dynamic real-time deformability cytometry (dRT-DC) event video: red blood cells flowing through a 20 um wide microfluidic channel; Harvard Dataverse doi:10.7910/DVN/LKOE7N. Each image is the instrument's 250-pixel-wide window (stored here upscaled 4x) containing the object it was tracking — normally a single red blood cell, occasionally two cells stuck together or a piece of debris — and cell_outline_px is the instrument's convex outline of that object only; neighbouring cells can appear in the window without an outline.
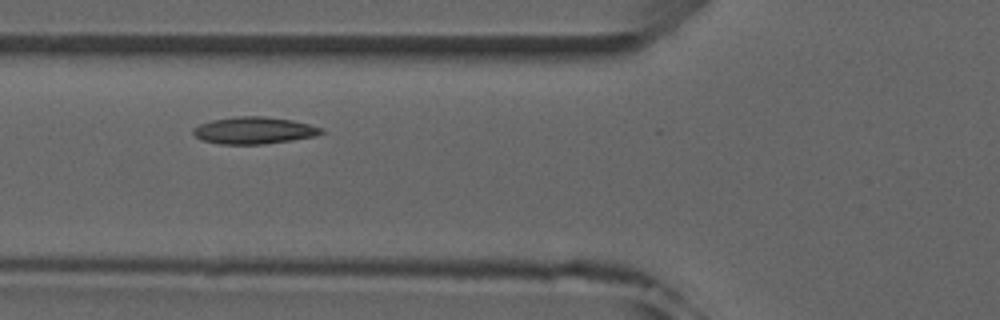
{"species": "common noctule bat (a hibernating species)", "species_latin": "Nyctalus noctula", "temperature_condition": "room temperature", "stored_images_in_passage": 6, "camera_frame_rate_fps": 3000, "um_per_image_px": 0.085, "animal": {"sex": "male", "forearm_length_mm": 52.5}, "frame": {"image": 1, "passage_image": 4, "time_ms": 3.333, "image_size_px": [1000, 320], "cell_outline_px": [[324, 132], [316, 136], [292, 140], [264, 144], [220, 144], [204, 140], [196, 136], [192, 132], [192, 128], [200, 124], [212, 120], [236, 116], [264, 116], [292, 120], [324, 128]], "centroid_in_image_um": [21.61, 11.08], "position_along_channel_um": 104.2, "area_um2": 20.11}}
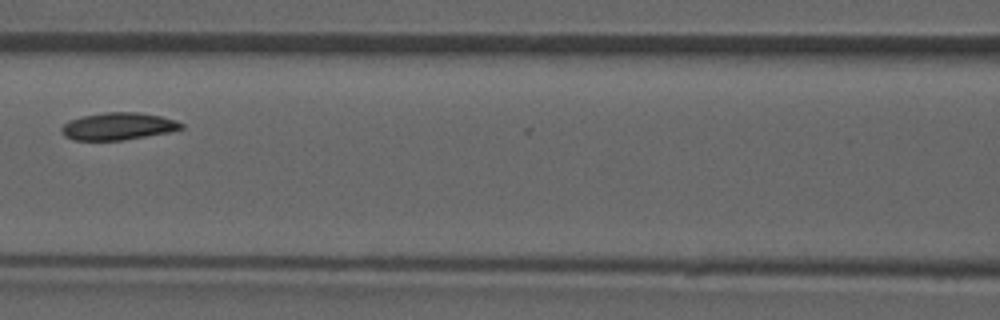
{"frame": {"image": 2, "passage_image": 5, "time_ms": 4.667, "image_size_px": [1000, 320], "cell_outline_px": [[184, 128], [172, 132], [120, 140], [72, 140], [64, 136], [60, 132], [60, 128], [68, 120], [80, 116], [104, 112], [140, 112], [160, 116], [176, 120], [184, 124]], "centroid_in_image_um": [10.02, 10.73], "position_along_channel_um": 156.6, "area_um2": 19.31}}